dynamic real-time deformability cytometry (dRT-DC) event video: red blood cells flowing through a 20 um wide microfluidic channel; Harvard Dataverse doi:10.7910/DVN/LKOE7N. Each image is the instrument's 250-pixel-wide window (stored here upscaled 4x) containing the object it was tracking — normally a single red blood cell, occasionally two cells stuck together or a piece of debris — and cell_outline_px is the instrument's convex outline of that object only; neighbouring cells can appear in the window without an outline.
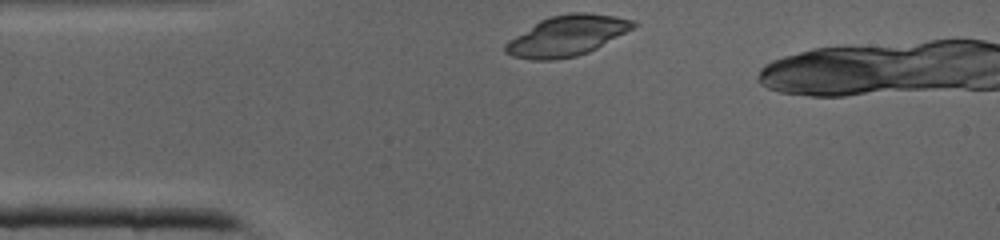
{"species": "common noctule bat (a hibernating species)", "species_latin": "Nyctalus noctula", "temperature_condition": "cold", "stored_images_in_passage": 3, "camera_frame_rate_fps": 3000, "um_per_image_px": 0.085, "animal": {"sex": "male", "body_mass_g": 19.0, "forearm_length_mm": 50.8}, "frame": {"image": 1, "passage_image": 1, "time_ms": 0.0, "image_size_px": [1000, 240], "cell_outline_px": [[636, 24], [632, 28], [596, 48], [588, 52], [576, 56], [556, 60], [532, 60], [512, 56], [504, 52], [504, 44], [508, 40], [540, 20], [552, 16], [572, 12], [584, 12], [616, 16], [632, 20]], "centroid_in_image_um": [48.13, 3.05], "position_along_channel_um": 36.9, "area_um2": 29.77}}